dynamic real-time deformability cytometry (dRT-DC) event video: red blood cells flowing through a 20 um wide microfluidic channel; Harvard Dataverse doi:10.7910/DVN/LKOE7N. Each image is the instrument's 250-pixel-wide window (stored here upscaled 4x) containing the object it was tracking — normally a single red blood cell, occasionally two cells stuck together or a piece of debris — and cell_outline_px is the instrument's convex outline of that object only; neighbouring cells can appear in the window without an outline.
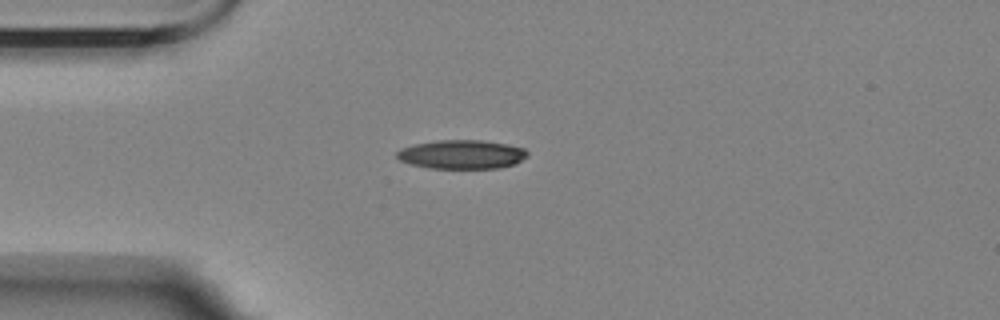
{"species": "Egyptian fruit bat (a non-hibernating species)", "species_latin": "Rousettus aegyptiacus", "temperature_condition": "room temperature", "stored_images_in_passage": 8, "camera_frame_rate_fps": 3000, "um_per_image_px": 0.085, "animal": {"sex": "female"}, "frame": {"image": 1, "passage_image": 1, "time_ms": 0.0, "image_size_px": [1000, 320], "cell_outline_px": [[528, 156], [516, 164], [496, 168], [428, 168], [412, 164], [400, 160], [396, 156], [396, 152], [400, 148], [416, 144], [436, 140], [484, 140], [508, 144], [524, 148], [528, 152]], "centroid_in_image_um": [39.27, 13.12], "position_along_channel_um": 45.7, "area_um2": 22.08}}
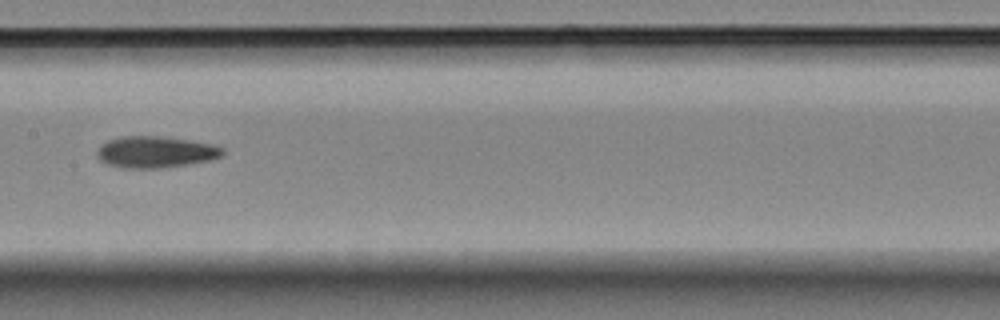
{"frame": {"image": 2, "passage_image": 5, "time_ms": 4.667, "image_size_px": [1000, 320], "cell_outline_px": [[224, 152], [220, 156], [208, 160], [188, 164], [160, 168], [120, 168], [104, 164], [96, 156], [96, 152], [100, 144], [108, 140], [120, 136], [160, 136], [188, 140], [212, 144], [224, 148]], "centroid_in_image_um": [13.14, 12.92], "position_along_channel_um": 194.3, "area_um2": 23.18}}
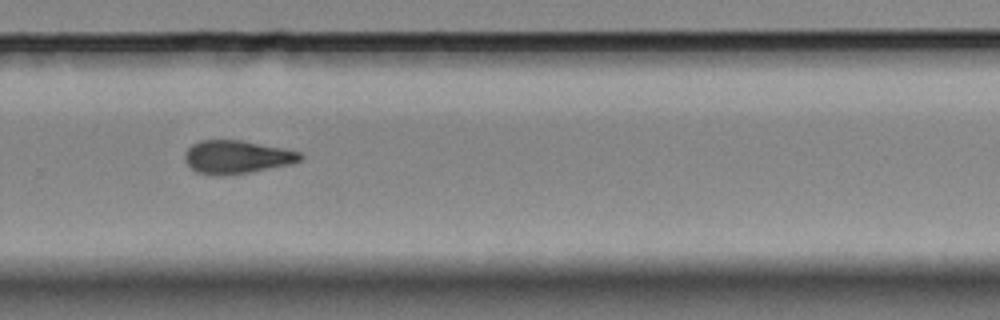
{"frame": {"image": 3, "passage_image": 8, "time_ms": 8.0, "image_size_px": [1000, 320], "cell_outline_px": [[304, 160], [292, 164], [252, 172], [224, 176], [212, 176], [196, 172], [184, 160], [184, 152], [192, 144], [200, 140], [240, 140], [284, 148], [300, 152], [304, 156]], "centroid_in_image_um": [20.14, 13.36], "position_along_channel_um": 309.7, "area_um2": 22.77}}